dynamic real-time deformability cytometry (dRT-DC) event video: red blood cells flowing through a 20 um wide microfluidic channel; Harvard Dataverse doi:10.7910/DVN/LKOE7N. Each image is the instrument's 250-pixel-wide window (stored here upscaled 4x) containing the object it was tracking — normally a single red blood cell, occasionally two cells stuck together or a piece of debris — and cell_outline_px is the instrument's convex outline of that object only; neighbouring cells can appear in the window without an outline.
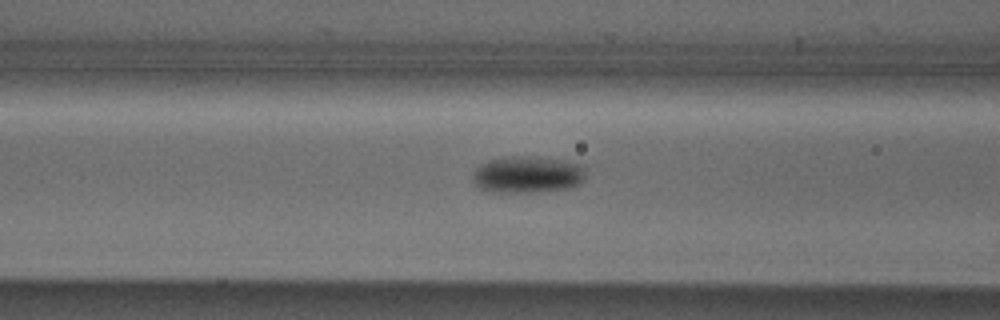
{"species": "Egyptian fruit bat (a non-hibernating species)", "species_latin": "Rousettus aegyptiacus", "temperature_condition": "cold", "stored_images_in_passage": 12, "camera_frame_rate_fps": 3000, "um_per_image_px": 0.085, "animal": {"sex": "male"}, "frame": {"image": 1, "passage_image": 10, "time_ms": 3.0, "image_size_px": [1000, 320], "cell_outline_px": [[584, 180], [568, 188], [532, 192], [496, 192], [480, 188], [476, 184], [472, 176], [472, 172], [480, 164], [492, 160], [512, 156], [520, 156], [564, 160], [584, 164]], "centroid_in_image_um": [44.84, 14.83], "position_along_channel_um": 121.8, "area_um2": 23.93}}